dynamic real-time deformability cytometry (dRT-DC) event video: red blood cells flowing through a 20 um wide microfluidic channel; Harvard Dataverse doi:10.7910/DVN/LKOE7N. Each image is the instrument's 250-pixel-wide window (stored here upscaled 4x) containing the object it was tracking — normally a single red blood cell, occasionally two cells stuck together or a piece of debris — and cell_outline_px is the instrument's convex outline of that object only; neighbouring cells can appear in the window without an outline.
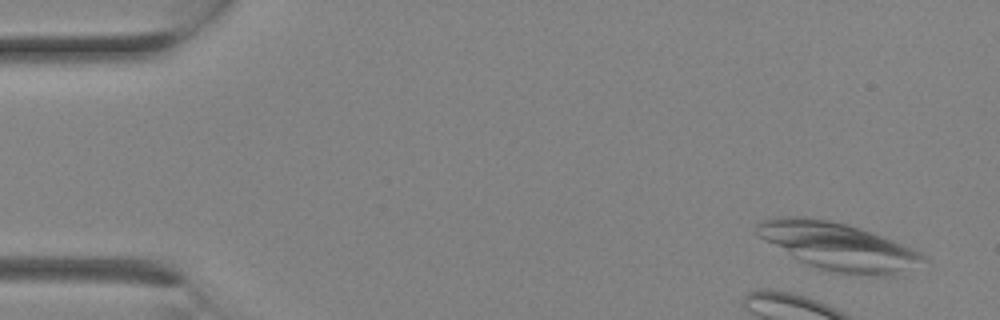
{"species": "Egyptian fruit bat (a non-hibernating species)", "species_latin": "Rousettus aegyptiacus", "temperature_condition": "room temperature", "stored_images_in_passage": 8, "camera_frame_rate_fps": 3000, "um_per_image_px": 0.085, "animal": {"sex": "female"}, "frame": {"image": 1, "passage_image": 2, "time_ms": 0.333, "image_size_px": [1000, 320], "cell_outline_px": [[928, 260], [900, 276], [876, 276], [836, 272], [820, 268], [808, 264], [792, 256], [760, 236], [756, 232], [756, 224], [760, 220], [776, 216], [808, 216], [848, 224], [860, 228], [892, 240], [912, 248], [920, 252]], "centroid_in_image_um": [71.31, 20.94], "position_along_channel_um": 13.7, "area_um2": 45.89}}